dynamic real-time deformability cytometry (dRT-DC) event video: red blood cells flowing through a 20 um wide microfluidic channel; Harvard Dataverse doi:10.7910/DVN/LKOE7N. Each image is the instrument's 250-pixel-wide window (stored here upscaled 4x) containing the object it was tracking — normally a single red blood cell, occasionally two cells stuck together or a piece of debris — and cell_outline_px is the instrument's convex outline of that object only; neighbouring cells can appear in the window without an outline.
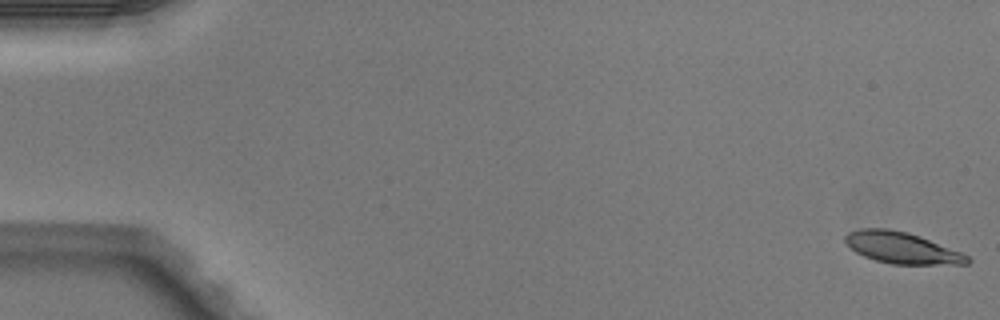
{"species": "Egyptian fruit bat (a non-hibernating species)", "species_latin": "Rousettus aegyptiacus", "temperature_condition": "warm", "stored_images_in_passage": 52, "camera_frame_rate_fps": 3000, "um_per_image_px": 0.085, "animal": {"sex": "male"}, "frame": {"image": 1, "passage_image": 1, "time_ms": 0.0, "image_size_px": [1000, 320], "cell_outline_px": [[972, 260], [968, 264], [892, 264], [876, 260], [864, 256], [856, 252], [844, 240], [844, 236], [848, 232], [860, 228], [888, 228], [908, 232], [960, 252], [968, 256]], "centroid_in_image_um": [76.63, 21.06], "position_along_channel_um": 8.4, "area_um2": 22.08}}
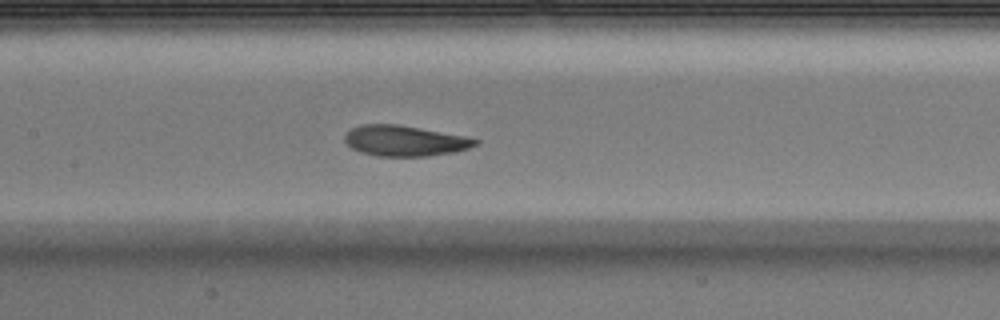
{"frame": {"image": 2, "passage_image": 25, "time_ms": 8.0, "image_size_px": [1000, 320], "cell_outline_px": [[480, 140], [476, 144], [468, 148], [452, 152], [428, 156], [376, 156], [360, 152], [352, 148], [344, 140], [344, 136], [352, 128], [360, 124], [396, 124], [420, 128], [464, 136]], "centroid_in_image_um": [34.36, 11.97], "position_along_channel_um": 173.0, "area_um2": 23.06}}
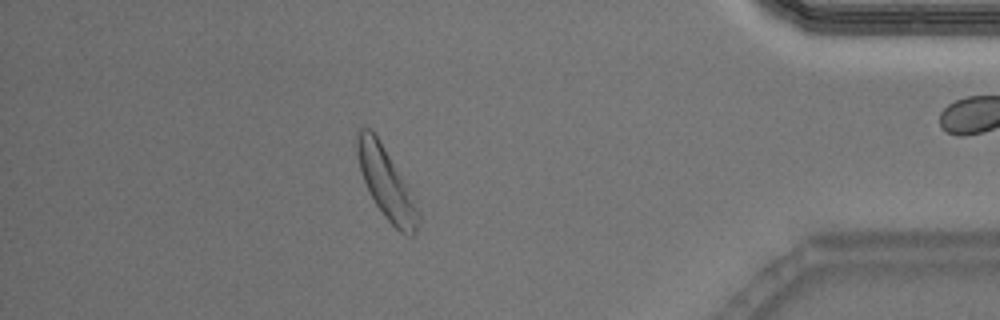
{"frame": {"image": 3, "passage_image": 45, "time_ms": 14.667, "image_size_px": [1000, 320], "cell_outline_px": [[420, 224], [416, 236], [404, 236], [384, 216], [376, 204], [364, 180], [360, 168], [356, 152], [356, 136], [360, 128], [368, 128], [376, 136], [408, 188], [420, 212]], "centroid_in_image_um": [32.86, 15.67], "position_along_channel_um": 402.3, "area_um2": 24.57}, "authors_computed_cell_mechanics": {"area_um2": 23.8425, "velocity_mm_per_s": 4.0105, "shape_relaxation_time_tau1_ms": 2.4073, "shape_relaxation_time_tau2_ms": 2.7815, "deformation_change_tau1": 0.1201, "deformation_change_tau2": 0.1043}}